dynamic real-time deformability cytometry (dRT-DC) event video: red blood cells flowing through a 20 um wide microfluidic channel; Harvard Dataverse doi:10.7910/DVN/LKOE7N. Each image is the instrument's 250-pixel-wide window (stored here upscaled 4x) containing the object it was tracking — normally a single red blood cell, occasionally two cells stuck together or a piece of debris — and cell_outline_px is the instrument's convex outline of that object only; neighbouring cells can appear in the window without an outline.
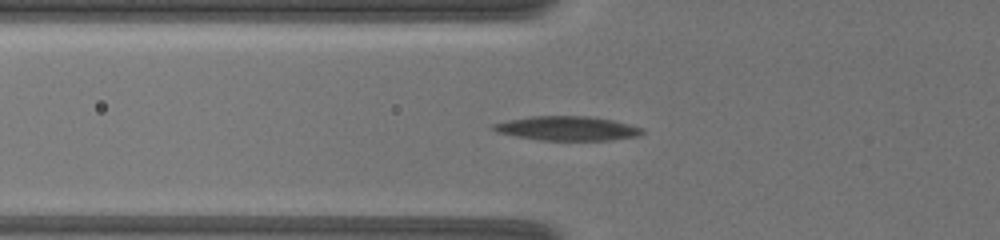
{"species": "common noctule bat (a hibernating species)", "species_latin": "Nyctalus noctula", "temperature_condition": "warm", "stored_images_in_passage": 66, "camera_frame_rate_fps": 3000, "um_per_image_px": 0.085, "animal": {"sex": "female", "body_mass_g": 19.5, "forearm_length_mm": 54.1}, "frame": {"image": 1, "passage_image": 3, "time_ms": 0.333, "image_size_px": [1000, 240], "cell_outline_px": [[644, 132], [636, 136], [608, 140], [540, 140], [516, 136], [496, 132], [492, 128], [492, 124], [508, 120], [532, 116], [588, 116], [612, 120], [644, 128]], "centroid_in_image_um": [48.2, 10.91], "position_along_channel_um": 77.6, "area_um2": 20.87}}
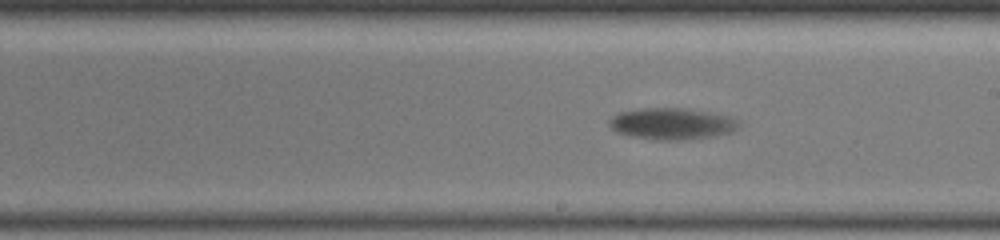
{"frame": {"image": 2, "passage_image": 24, "time_ms": 4.333, "image_size_px": [1000, 240], "cell_outline_px": [[736, 124], [728, 132], [708, 136], [684, 140], [652, 140], [632, 136], [616, 132], [608, 124], [608, 120], [612, 116], [620, 112], [648, 108], [676, 108], [724, 116], [732, 120]], "centroid_in_image_um": [56.9, 10.54], "position_along_channel_um": 232.1, "area_um2": 22.6}}
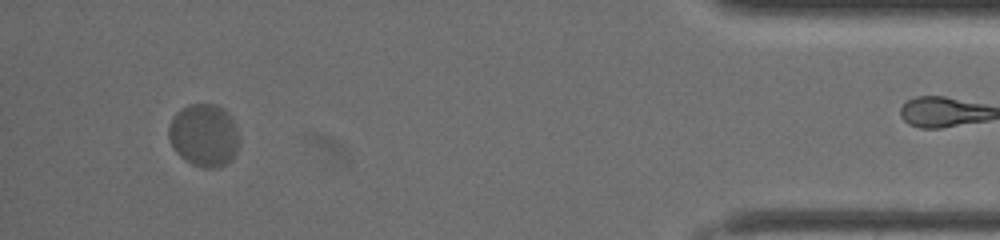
{"frame": {"image": 3, "passage_image": 58, "time_ms": 10.667, "image_size_px": [1000, 240], "cell_outline_px": [[236, 152], [232, 160], [216, 168], [204, 168], [192, 164], [180, 156], [176, 152], [168, 136], [168, 128], [172, 116], [176, 112], [188, 104], [212, 104], [220, 108], [232, 120], [236, 128]], "centroid_in_image_um": [17.28, 11.51], "position_along_channel_um": 417.9, "area_um2": 25.26}, "authors_computed_cell_mechanics": {"area_um2": 23.12, "velocity_mm_per_s": 3.87, "shape_relaxation_time_tau1_ms": 3.0003, "shape_relaxation_time_tau2_ms": null, "deformation_change_tau1": 0.1337, "deformation_change_tau2": null}}